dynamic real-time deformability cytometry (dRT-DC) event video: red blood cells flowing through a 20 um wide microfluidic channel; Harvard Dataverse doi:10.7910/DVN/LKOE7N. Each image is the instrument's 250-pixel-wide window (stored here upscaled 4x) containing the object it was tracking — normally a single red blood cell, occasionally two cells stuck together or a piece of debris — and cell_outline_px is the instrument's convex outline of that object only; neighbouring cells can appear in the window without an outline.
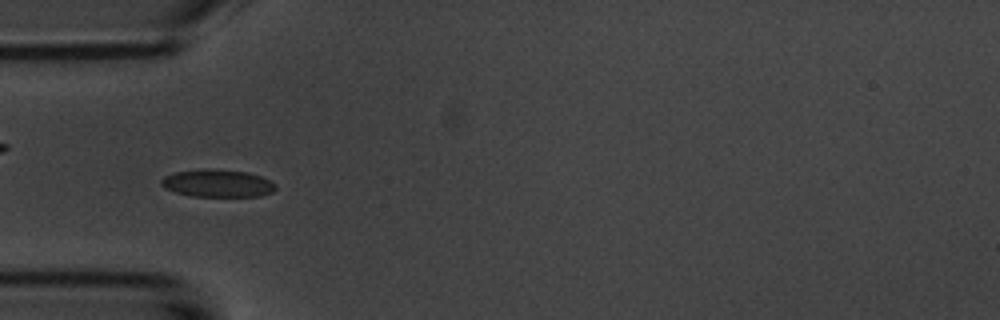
{"species": "common noctule bat (a hibernating species)", "species_latin": "Nyctalus noctula", "temperature_condition": "room temperature", "stored_images_in_passage": 6, "camera_frame_rate_fps": 3000, "um_per_image_px": 0.085, "animal": {"sex": "male", "body_mass_g": 20.1, "forearm_length_mm": 53.5}, "frame": {"image": 1, "passage_image": 5, "time_ms": 5.667, "image_size_px": [1000, 320], "cell_outline_px": [[276, 188], [272, 192], [260, 196], [192, 196], [176, 192], [164, 188], [160, 184], [160, 180], [164, 176], [176, 172], [208, 168], [248, 172], [260, 176], [276, 184]], "centroid_in_image_um": [18.48, 15.57], "position_along_channel_um": 66.5, "area_um2": 18.32}}